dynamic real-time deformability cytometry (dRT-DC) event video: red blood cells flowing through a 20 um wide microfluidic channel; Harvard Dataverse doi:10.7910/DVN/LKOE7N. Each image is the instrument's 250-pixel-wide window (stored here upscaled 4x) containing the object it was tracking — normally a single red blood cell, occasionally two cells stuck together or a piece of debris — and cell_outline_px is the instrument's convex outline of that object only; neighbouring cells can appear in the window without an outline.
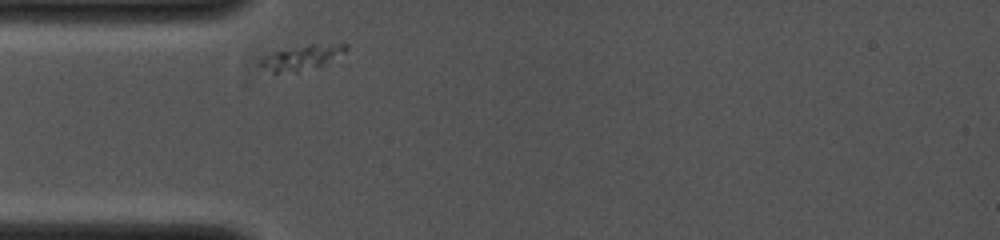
{"species": "common noctule bat (a hibernating species)", "species_latin": "Nyctalus noctula", "temperature_condition": "cold", "stored_images_in_passage": 23, "camera_frame_rate_fps": 4000, "um_per_image_px": 0.085, "animal": {"sex": "female", "body_mass_g": 19.0, "forearm_length_mm": 53.3}, "frame": {"image": 1, "passage_image": 1, "time_ms": 0.0, "image_size_px": [1000, 240], "cell_outline_px": [[348, 48], [344, 52], [324, 64], [296, 72], [272, 72], [260, 64], [268, 56], [276, 52], [312, 44], [348, 44]], "centroid_in_image_um": [25.75, 4.89], "position_along_channel_um": 59.3, "area_um2": 11.44}}
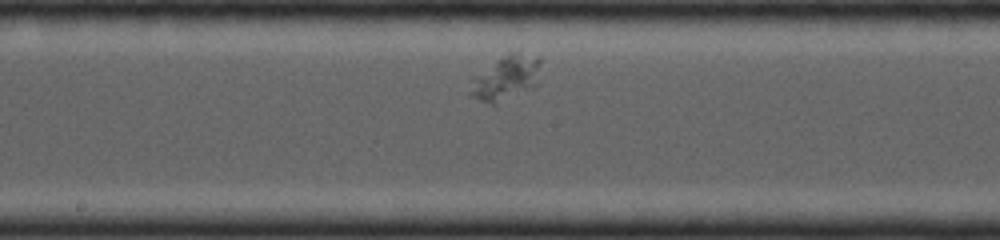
{"frame": {"image": 2, "passage_image": 15, "time_ms": 3.0, "image_size_px": [1000, 240], "cell_outline_px": [[540, 60], [536, 84], [532, 88], [492, 104], [468, 96], [468, 76], [508, 52], [516, 52], [540, 56]], "centroid_in_image_um": [42.87, 6.58], "position_along_channel_um": 205.3, "area_um2": 18.79}}
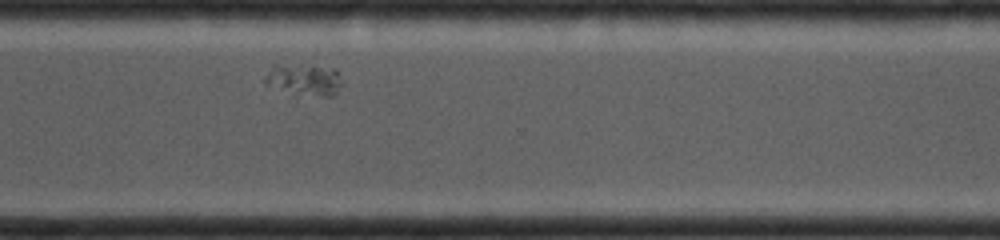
{"frame": {"image": 3, "passage_image": 23, "time_ms": 5.75, "image_size_px": [1000, 240], "cell_outline_px": [[344, 84], [336, 96], [292, 96], [264, 84], [264, 76], [272, 64], [336, 68]], "centroid_in_image_um": [25.85, 6.83], "position_along_channel_um": 344.7, "area_um2": 14.97}}